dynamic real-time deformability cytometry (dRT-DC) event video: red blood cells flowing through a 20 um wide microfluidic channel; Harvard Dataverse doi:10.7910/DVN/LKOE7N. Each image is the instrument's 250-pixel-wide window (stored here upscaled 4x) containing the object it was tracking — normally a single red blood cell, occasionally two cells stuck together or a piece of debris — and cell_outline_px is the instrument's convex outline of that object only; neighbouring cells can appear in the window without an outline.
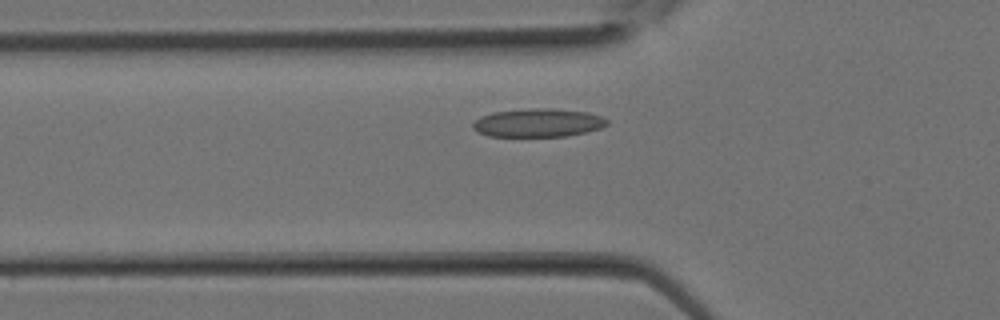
{"species": "Egyptian fruit bat (a non-hibernating species)", "species_latin": "Rousettus aegyptiacus", "temperature_condition": "room temperature", "stored_images_in_passage": 24, "camera_frame_rate_fps": 3000, "um_per_image_px": 0.085, "animal": {"sex": "female"}, "frame": {"image": 1, "passage_image": 5, "time_ms": 1.333, "image_size_px": [1000, 320], "cell_outline_px": [[608, 124], [600, 128], [588, 132], [564, 136], [488, 136], [476, 132], [472, 128], [472, 124], [480, 116], [492, 112], [528, 108], [552, 108], [588, 112], [600, 116], [608, 120]], "centroid_in_image_um": [45.71, 10.43], "position_along_channel_um": 80.1, "area_um2": 22.37}}
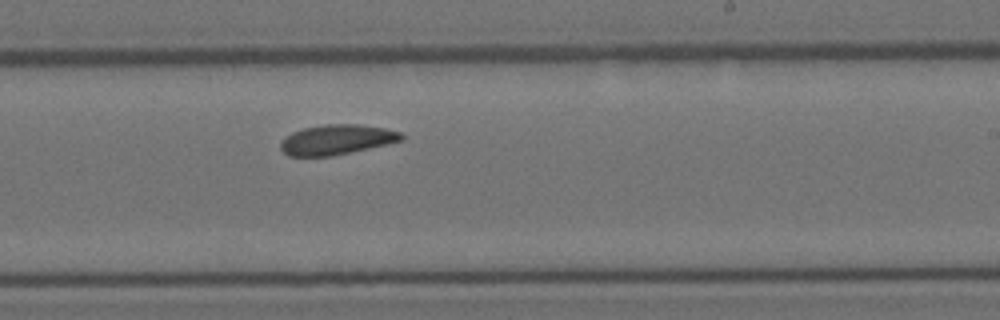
{"frame": {"image": 2, "passage_image": 13, "time_ms": 4.0, "image_size_px": [1000, 320], "cell_outline_px": [[404, 140], [388, 144], [328, 156], [288, 156], [280, 148], [280, 140], [292, 132], [304, 128], [324, 124], [356, 124], [384, 128], [400, 132], [404, 136]], "centroid_in_image_um": [28.6, 11.86], "position_along_channel_um": 260.4, "area_um2": 20.98}}
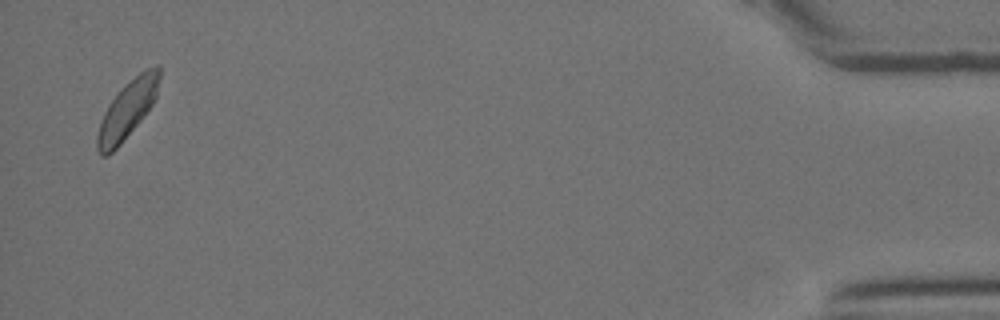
{"frame": {"image": 3, "passage_image": 24, "time_ms": 7.667, "image_size_px": [1000, 320], "cell_outline_px": [[160, 76], [156, 96], [152, 104], [140, 120], [120, 144], [108, 156], [100, 156], [96, 148], [96, 136], [100, 120], [108, 104], [144, 68], [156, 64], [160, 64]], "centroid_in_image_um": [10.81, 9.34], "position_along_channel_um": 424.4, "area_um2": 20.46}}